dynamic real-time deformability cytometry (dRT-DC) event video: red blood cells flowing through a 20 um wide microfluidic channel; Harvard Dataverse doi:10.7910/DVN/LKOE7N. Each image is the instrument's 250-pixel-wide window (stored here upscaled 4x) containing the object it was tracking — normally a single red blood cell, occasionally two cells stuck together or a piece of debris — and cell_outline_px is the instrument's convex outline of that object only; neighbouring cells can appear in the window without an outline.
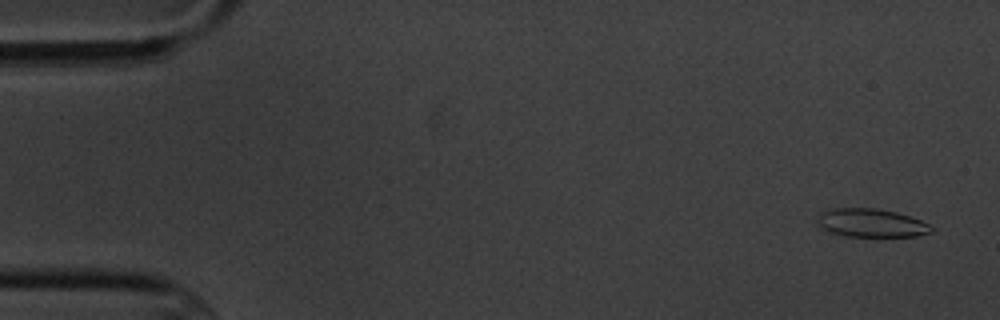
{"species": "common noctule bat (a hibernating species)", "species_latin": "Nyctalus noctula", "temperature_condition": "cold", "stored_images_in_passage": 4, "camera_frame_rate_fps": 3000, "um_per_image_px": 0.085, "animal": {"sex": "male", "body_mass_g": 20.1, "forearm_length_mm": 53.5}, "frame": {"image": 1, "passage_image": 1, "time_ms": 0.0, "image_size_px": [1000, 320], "cell_outline_px": [[936, 228], [932, 232], [916, 236], [844, 236], [832, 232], [824, 228], [816, 220], [820, 212], [832, 208], [876, 208], [896, 212], [920, 220]], "centroid_in_image_um": [74.07, 18.94], "position_along_channel_um": 10.9, "area_um2": 18.73}}
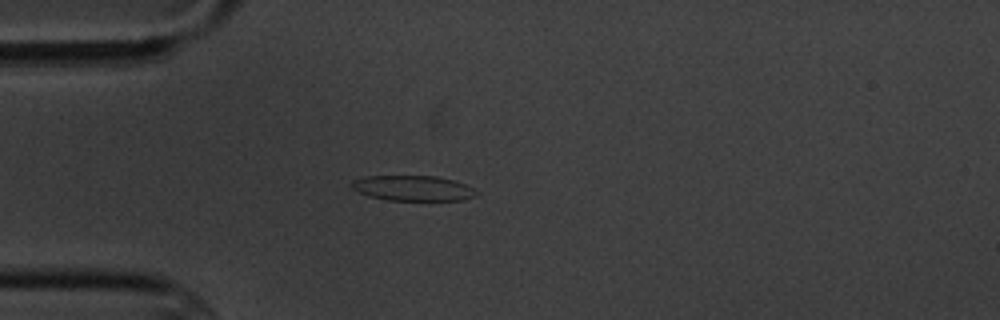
{"frame": {"image": 2, "passage_image": 4, "time_ms": 4.333, "image_size_px": [1000, 320], "cell_outline_px": [[480, 192], [476, 196], [464, 200], [388, 200], [368, 196], [352, 188], [352, 180], [364, 176], [436, 176], [452, 180], [476, 188]], "centroid_in_image_um": [35.14, 16.0], "position_along_channel_um": 49.9, "area_um2": 18.44}}